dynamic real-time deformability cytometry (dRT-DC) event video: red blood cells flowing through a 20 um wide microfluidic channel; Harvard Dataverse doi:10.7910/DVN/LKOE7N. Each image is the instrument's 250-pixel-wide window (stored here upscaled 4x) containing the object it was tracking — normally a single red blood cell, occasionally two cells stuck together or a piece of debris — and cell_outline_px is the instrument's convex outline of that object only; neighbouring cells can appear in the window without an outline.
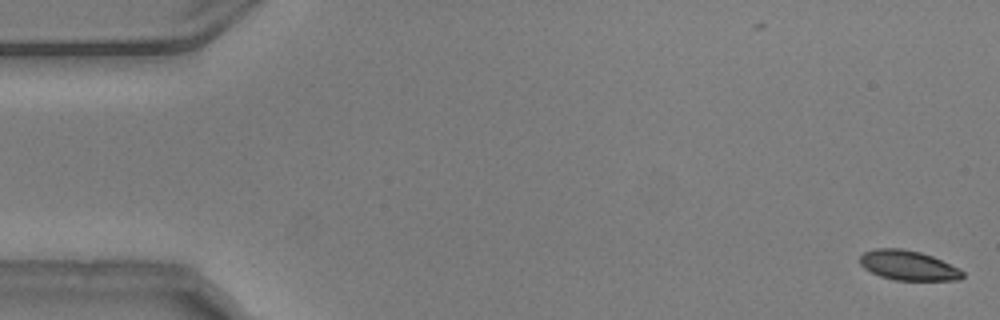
{"species": "common noctule bat (a hibernating species)", "species_latin": "Nyctalus noctula", "temperature_condition": "warm", "stored_images_in_passage": 54, "camera_frame_rate_fps": 3000, "um_per_image_px": 0.085, "animal": {"sex": "male", "body_mass_g": 20.5, "forearm_length_mm": 52.5}, "frame": {"image": 1, "passage_image": 1, "time_ms": 0.0, "image_size_px": [1000, 320], "cell_outline_px": [[964, 276], [960, 280], [896, 280], [880, 276], [864, 268], [860, 264], [860, 256], [864, 252], [876, 248], [900, 248], [920, 252], [932, 256], [960, 268], [964, 272]], "centroid_in_image_um": [77.22, 22.56], "position_along_channel_um": 7.8, "area_um2": 17.8}}
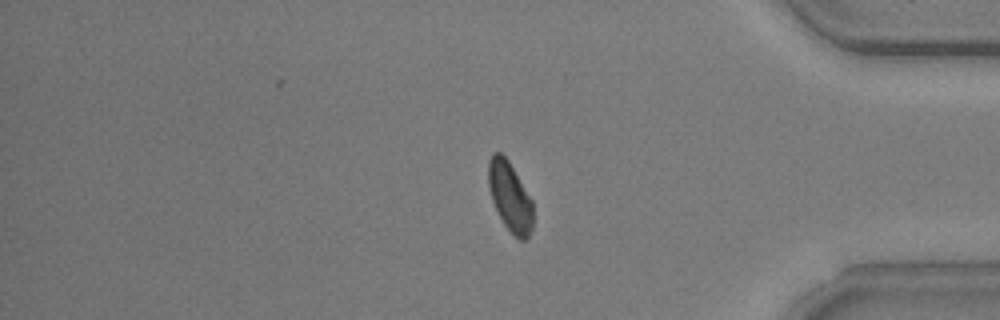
{"frame": {"image": 2, "passage_image": 45, "time_ms": 14.667, "image_size_px": [1000, 320], "cell_outline_px": [[532, 228], [528, 236], [524, 240], [520, 240], [504, 224], [492, 200], [488, 184], [488, 160], [492, 152], [500, 152], [508, 160], [532, 200]], "centroid_in_image_um": [43.33, 16.67], "position_along_channel_um": 391.9, "area_um2": 17.74}}
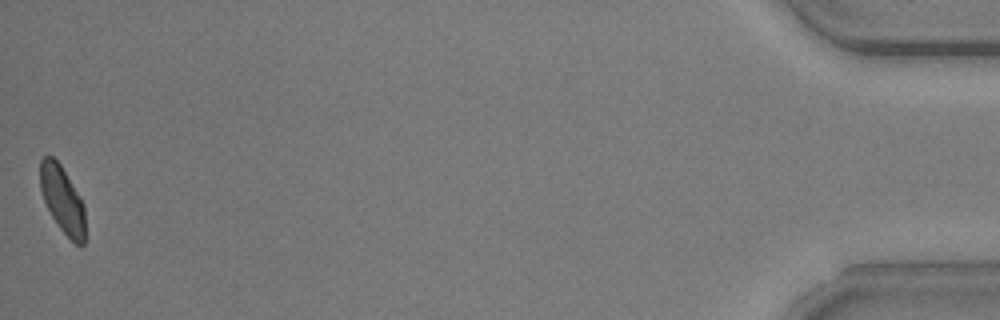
{"frame": {"image": 3, "passage_image": 54, "time_ms": 17.667, "image_size_px": [1000, 320], "cell_outline_px": [[84, 244], [80, 248], [60, 228], [52, 216], [44, 200], [40, 188], [40, 160], [44, 156], [52, 156], [60, 164], [80, 196], [84, 204]], "centroid_in_image_um": [5.31, 16.96], "position_along_channel_um": 429.9, "area_um2": 17.34}, "authors_computed_cell_mechanics": {"area_um2": 19.0162, "velocity_mm_per_s": 3.729, "shape_relaxation_time_tau1_ms": 3.809, "shape_relaxation_time_tau2_ms": 1.2986, "deformation_change_tau1": 0.124, "deformation_change_tau2": 0.0467}}